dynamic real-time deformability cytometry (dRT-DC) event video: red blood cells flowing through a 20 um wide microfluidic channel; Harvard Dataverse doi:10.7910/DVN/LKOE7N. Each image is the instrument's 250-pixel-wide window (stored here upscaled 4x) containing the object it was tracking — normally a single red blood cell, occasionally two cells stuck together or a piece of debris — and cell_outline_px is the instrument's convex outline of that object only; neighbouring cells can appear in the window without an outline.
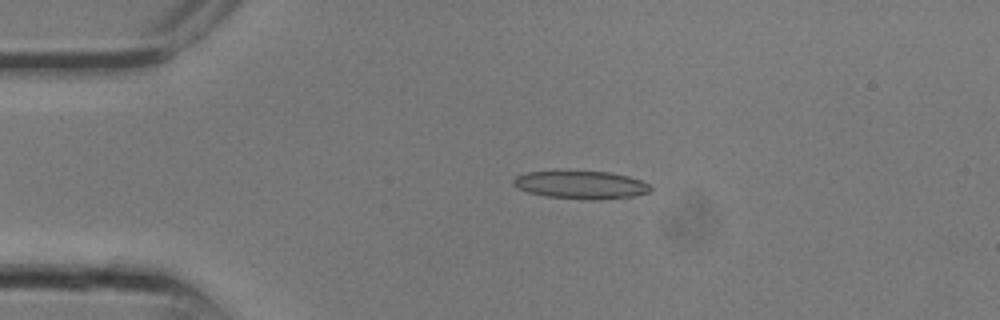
{"species": "common noctule bat (a hibernating species)", "species_latin": "Nyctalus noctula", "temperature_condition": "room temperature", "stored_images_in_passage": 10, "camera_frame_rate_fps": 3000, "um_per_image_px": 0.085, "animal": {"sex": "male", "body_mass_g": 13.3}, "frame": {"image": 1, "passage_image": 6, "time_ms": 1.667, "image_size_px": [1000, 320], "cell_outline_px": [[652, 188], [648, 192], [632, 196], [600, 200], [592, 200], [544, 196], [528, 192], [512, 184], [512, 180], [516, 176], [528, 172], [612, 172], [628, 176], [640, 180], [648, 184]], "centroid_in_image_um": [49.39, 15.72], "position_along_channel_um": 35.6, "area_um2": 22.02}}
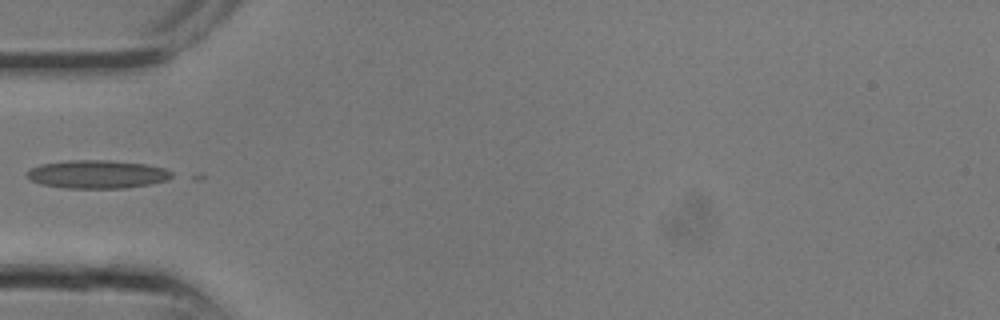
{"frame": {"image": 2, "passage_image": 9, "time_ms": 2.667, "image_size_px": [1000, 320], "cell_outline_px": [[176, 176], [168, 180], [148, 184], [124, 188], [64, 188], [44, 184], [32, 180], [28, 176], [28, 172], [32, 168], [40, 164], [68, 160], [108, 160], [144, 164], [164, 168], [172, 172]], "centroid_in_image_um": [8.32, 14.81], "position_along_channel_um": 76.7, "area_um2": 23.64}}